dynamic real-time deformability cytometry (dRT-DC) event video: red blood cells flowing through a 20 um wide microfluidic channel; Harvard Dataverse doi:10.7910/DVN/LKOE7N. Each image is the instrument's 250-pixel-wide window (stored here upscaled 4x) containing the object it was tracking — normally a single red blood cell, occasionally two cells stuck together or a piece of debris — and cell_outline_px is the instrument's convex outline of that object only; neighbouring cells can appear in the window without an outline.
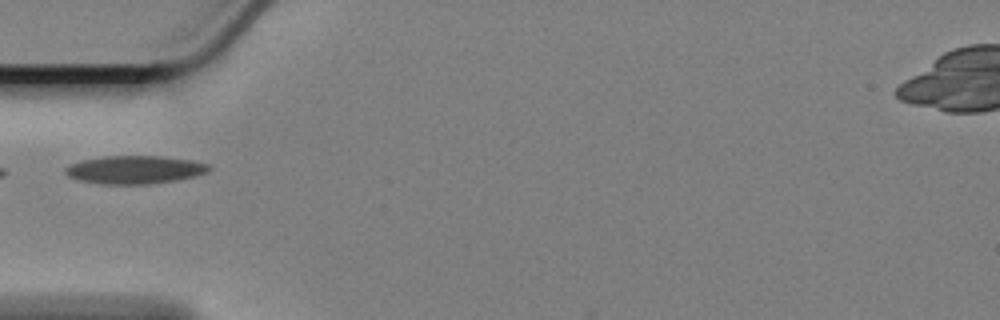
{"species": "Egyptian fruit bat (a non-hibernating species)", "species_latin": "Rousettus aegyptiacus", "temperature_condition": "cold", "stored_images_in_passage": 4, "camera_frame_rate_fps": 3000, "um_per_image_px": 0.085, "animal": {"sex": "female"}, "frame": {"image": 1, "passage_image": 1, "time_ms": 0.0, "image_size_px": [1000, 320], "cell_outline_px": [[212, 168], [208, 172], [196, 176], [176, 180], [148, 184], [100, 184], [80, 180], [68, 176], [64, 172], [64, 168], [68, 164], [80, 160], [104, 156], [160, 156], [192, 160], [208, 164]], "centroid_in_image_um": [11.43, 14.42], "position_along_channel_um": 73.6, "area_um2": 23.7}}